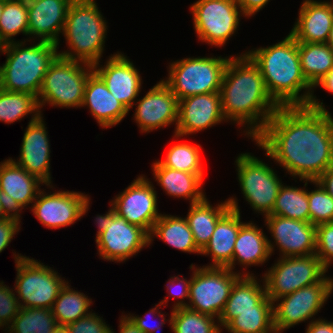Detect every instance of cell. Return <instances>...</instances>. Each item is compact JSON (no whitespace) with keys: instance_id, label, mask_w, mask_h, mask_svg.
<instances>
[{"instance_id":"27","label":"cell","mask_w":333,"mask_h":333,"mask_svg":"<svg viewBox=\"0 0 333 333\" xmlns=\"http://www.w3.org/2000/svg\"><path fill=\"white\" fill-rule=\"evenodd\" d=\"M88 106L90 113L102 128L119 124L129 110L108 90L102 78L93 71L87 80L81 107Z\"/></svg>"},{"instance_id":"10","label":"cell","mask_w":333,"mask_h":333,"mask_svg":"<svg viewBox=\"0 0 333 333\" xmlns=\"http://www.w3.org/2000/svg\"><path fill=\"white\" fill-rule=\"evenodd\" d=\"M279 258L262 279L272 302L320 282L328 271L316 254Z\"/></svg>"},{"instance_id":"25","label":"cell","mask_w":333,"mask_h":333,"mask_svg":"<svg viewBox=\"0 0 333 333\" xmlns=\"http://www.w3.org/2000/svg\"><path fill=\"white\" fill-rule=\"evenodd\" d=\"M230 209L218 220L210 241L201 254L211 256L212 263L205 267L229 268L232 271L234 245L244 224L236 197L227 199Z\"/></svg>"},{"instance_id":"20","label":"cell","mask_w":333,"mask_h":333,"mask_svg":"<svg viewBox=\"0 0 333 333\" xmlns=\"http://www.w3.org/2000/svg\"><path fill=\"white\" fill-rule=\"evenodd\" d=\"M41 115H33L24 132L20 157L13 160L47 187L52 188L50 174V143Z\"/></svg>"},{"instance_id":"2","label":"cell","mask_w":333,"mask_h":333,"mask_svg":"<svg viewBox=\"0 0 333 333\" xmlns=\"http://www.w3.org/2000/svg\"><path fill=\"white\" fill-rule=\"evenodd\" d=\"M222 113L226 122L247 124L245 135L254 139L279 106L268 94L258 65L245 52L231 56L220 87Z\"/></svg>"},{"instance_id":"31","label":"cell","mask_w":333,"mask_h":333,"mask_svg":"<svg viewBox=\"0 0 333 333\" xmlns=\"http://www.w3.org/2000/svg\"><path fill=\"white\" fill-rule=\"evenodd\" d=\"M149 236L150 244H152L153 238L156 236L177 250L201 255L186 218L163 214L154 223Z\"/></svg>"},{"instance_id":"47","label":"cell","mask_w":333,"mask_h":333,"mask_svg":"<svg viewBox=\"0 0 333 333\" xmlns=\"http://www.w3.org/2000/svg\"><path fill=\"white\" fill-rule=\"evenodd\" d=\"M20 215L13 214L0 220V253L9 245L16 233L20 230Z\"/></svg>"},{"instance_id":"15","label":"cell","mask_w":333,"mask_h":333,"mask_svg":"<svg viewBox=\"0 0 333 333\" xmlns=\"http://www.w3.org/2000/svg\"><path fill=\"white\" fill-rule=\"evenodd\" d=\"M90 196L74 191L46 194L40 190L31 211L44 227L59 229L73 225L89 210Z\"/></svg>"},{"instance_id":"48","label":"cell","mask_w":333,"mask_h":333,"mask_svg":"<svg viewBox=\"0 0 333 333\" xmlns=\"http://www.w3.org/2000/svg\"><path fill=\"white\" fill-rule=\"evenodd\" d=\"M246 17L259 12L270 0H236Z\"/></svg>"},{"instance_id":"16","label":"cell","mask_w":333,"mask_h":333,"mask_svg":"<svg viewBox=\"0 0 333 333\" xmlns=\"http://www.w3.org/2000/svg\"><path fill=\"white\" fill-rule=\"evenodd\" d=\"M145 176H138L123 192L109 202L116 214L128 223L135 224L151 233L154 223L162 215L157 210V192Z\"/></svg>"},{"instance_id":"40","label":"cell","mask_w":333,"mask_h":333,"mask_svg":"<svg viewBox=\"0 0 333 333\" xmlns=\"http://www.w3.org/2000/svg\"><path fill=\"white\" fill-rule=\"evenodd\" d=\"M224 329L230 333H276L273 311L239 312Z\"/></svg>"},{"instance_id":"6","label":"cell","mask_w":333,"mask_h":333,"mask_svg":"<svg viewBox=\"0 0 333 333\" xmlns=\"http://www.w3.org/2000/svg\"><path fill=\"white\" fill-rule=\"evenodd\" d=\"M93 65L57 56L43 78L37 97L39 108L46 103L60 108L82 106L85 87Z\"/></svg>"},{"instance_id":"56","label":"cell","mask_w":333,"mask_h":333,"mask_svg":"<svg viewBox=\"0 0 333 333\" xmlns=\"http://www.w3.org/2000/svg\"><path fill=\"white\" fill-rule=\"evenodd\" d=\"M326 44L333 51V24H332V27H331V29L329 31L328 40H327Z\"/></svg>"},{"instance_id":"5","label":"cell","mask_w":333,"mask_h":333,"mask_svg":"<svg viewBox=\"0 0 333 333\" xmlns=\"http://www.w3.org/2000/svg\"><path fill=\"white\" fill-rule=\"evenodd\" d=\"M107 29V22L94 0H74L62 32L71 51H61L58 55L91 65L100 63Z\"/></svg>"},{"instance_id":"19","label":"cell","mask_w":333,"mask_h":333,"mask_svg":"<svg viewBox=\"0 0 333 333\" xmlns=\"http://www.w3.org/2000/svg\"><path fill=\"white\" fill-rule=\"evenodd\" d=\"M178 99L161 80L142 99H137L134 121L141 132L149 133L178 121Z\"/></svg>"},{"instance_id":"12","label":"cell","mask_w":333,"mask_h":333,"mask_svg":"<svg viewBox=\"0 0 333 333\" xmlns=\"http://www.w3.org/2000/svg\"><path fill=\"white\" fill-rule=\"evenodd\" d=\"M241 192L257 213L270 215L280 187L283 185L274 170L262 160L243 153L236 158Z\"/></svg>"},{"instance_id":"38","label":"cell","mask_w":333,"mask_h":333,"mask_svg":"<svg viewBox=\"0 0 333 333\" xmlns=\"http://www.w3.org/2000/svg\"><path fill=\"white\" fill-rule=\"evenodd\" d=\"M56 325L51 309L21 307L7 333H51Z\"/></svg>"},{"instance_id":"43","label":"cell","mask_w":333,"mask_h":333,"mask_svg":"<svg viewBox=\"0 0 333 333\" xmlns=\"http://www.w3.org/2000/svg\"><path fill=\"white\" fill-rule=\"evenodd\" d=\"M104 321L96 313L91 312L66 327L69 333H111V327Z\"/></svg>"},{"instance_id":"28","label":"cell","mask_w":333,"mask_h":333,"mask_svg":"<svg viewBox=\"0 0 333 333\" xmlns=\"http://www.w3.org/2000/svg\"><path fill=\"white\" fill-rule=\"evenodd\" d=\"M152 168L155 181L168 195L188 199L190 204L201 202L206 198L202 189L204 173H189L167 168L159 160L152 164Z\"/></svg>"},{"instance_id":"45","label":"cell","mask_w":333,"mask_h":333,"mask_svg":"<svg viewBox=\"0 0 333 333\" xmlns=\"http://www.w3.org/2000/svg\"><path fill=\"white\" fill-rule=\"evenodd\" d=\"M169 283H167V290L168 295H172L173 298L182 299L177 300L176 303H174L173 309L180 308V307H186L188 303L184 302V298L189 299V289H190V280H187L185 278H180L177 276H171V279L168 280ZM175 287V288H174Z\"/></svg>"},{"instance_id":"49","label":"cell","mask_w":333,"mask_h":333,"mask_svg":"<svg viewBox=\"0 0 333 333\" xmlns=\"http://www.w3.org/2000/svg\"><path fill=\"white\" fill-rule=\"evenodd\" d=\"M314 320L307 325L306 333H333V322L321 318Z\"/></svg>"},{"instance_id":"35","label":"cell","mask_w":333,"mask_h":333,"mask_svg":"<svg viewBox=\"0 0 333 333\" xmlns=\"http://www.w3.org/2000/svg\"><path fill=\"white\" fill-rule=\"evenodd\" d=\"M173 333H221L218 321L187 307L172 309L168 319Z\"/></svg>"},{"instance_id":"29","label":"cell","mask_w":333,"mask_h":333,"mask_svg":"<svg viewBox=\"0 0 333 333\" xmlns=\"http://www.w3.org/2000/svg\"><path fill=\"white\" fill-rule=\"evenodd\" d=\"M271 257L268 237L261 228L250 222L244 223L238 232L232 258V271L236 261L245 268L262 265Z\"/></svg>"},{"instance_id":"54","label":"cell","mask_w":333,"mask_h":333,"mask_svg":"<svg viewBox=\"0 0 333 333\" xmlns=\"http://www.w3.org/2000/svg\"><path fill=\"white\" fill-rule=\"evenodd\" d=\"M13 215L0 191V220Z\"/></svg>"},{"instance_id":"52","label":"cell","mask_w":333,"mask_h":333,"mask_svg":"<svg viewBox=\"0 0 333 333\" xmlns=\"http://www.w3.org/2000/svg\"><path fill=\"white\" fill-rule=\"evenodd\" d=\"M319 85L327 92L333 94V68H331L329 72L322 79H320L313 88L318 87Z\"/></svg>"},{"instance_id":"21","label":"cell","mask_w":333,"mask_h":333,"mask_svg":"<svg viewBox=\"0 0 333 333\" xmlns=\"http://www.w3.org/2000/svg\"><path fill=\"white\" fill-rule=\"evenodd\" d=\"M93 70L105 82L108 90L130 111L139 96L142 78L130 59L122 53L109 57L104 66L99 62Z\"/></svg>"},{"instance_id":"39","label":"cell","mask_w":333,"mask_h":333,"mask_svg":"<svg viewBox=\"0 0 333 333\" xmlns=\"http://www.w3.org/2000/svg\"><path fill=\"white\" fill-rule=\"evenodd\" d=\"M201 145L189 143L173 144L169 147L166 157L159 162L167 168L189 173H204L201 160Z\"/></svg>"},{"instance_id":"37","label":"cell","mask_w":333,"mask_h":333,"mask_svg":"<svg viewBox=\"0 0 333 333\" xmlns=\"http://www.w3.org/2000/svg\"><path fill=\"white\" fill-rule=\"evenodd\" d=\"M28 35V9L26 0H4L0 18V45L13 42L17 34Z\"/></svg>"},{"instance_id":"34","label":"cell","mask_w":333,"mask_h":333,"mask_svg":"<svg viewBox=\"0 0 333 333\" xmlns=\"http://www.w3.org/2000/svg\"><path fill=\"white\" fill-rule=\"evenodd\" d=\"M270 215L309 222L308 190L282 185Z\"/></svg>"},{"instance_id":"18","label":"cell","mask_w":333,"mask_h":333,"mask_svg":"<svg viewBox=\"0 0 333 333\" xmlns=\"http://www.w3.org/2000/svg\"><path fill=\"white\" fill-rule=\"evenodd\" d=\"M223 121L220 92L189 96L178 101L174 137L196 134Z\"/></svg>"},{"instance_id":"17","label":"cell","mask_w":333,"mask_h":333,"mask_svg":"<svg viewBox=\"0 0 333 333\" xmlns=\"http://www.w3.org/2000/svg\"><path fill=\"white\" fill-rule=\"evenodd\" d=\"M265 226L270 230L274 243L268 239L271 255L274 246L280 250L281 257L307 256L316 251V226L306 221L293 220L290 218L267 215Z\"/></svg>"},{"instance_id":"13","label":"cell","mask_w":333,"mask_h":333,"mask_svg":"<svg viewBox=\"0 0 333 333\" xmlns=\"http://www.w3.org/2000/svg\"><path fill=\"white\" fill-rule=\"evenodd\" d=\"M332 292L333 279L326 276L316 284L300 288L275 300L273 315L276 333H282L294 325L312 319L320 312Z\"/></svg>"},{"instance_id":"26","label":"cell","mask_w":333,"mask_h":333,"mask_svg":"<svg viewBox=\"0 0 333 333\" xmlns=\"http://www.w3.org/2000/svg\"><path fill=\"white\" fill-rule=\"evenodd\" d=\"M290 34L298 43H326L333 24L329 1L304 0Z\"/></svg>"},{"instance_id":"30","label":"cell","mask_w":333,"mask_h":333,"mask_svg":"<svg viewBox=\"0 0 333 333\" xmlns=\"http://www.w3.org/2000/svg\"><path fill=\"white\" fill-rule=\"evenodd\" d=\"M230 209L228 201L210 205L207 198L203 201L190 204L186 220L191 229L197 248L202 251L210 241L218 220Z\"/></svg>"},{"instance_id":"55","label":"cell","mask_w":333,"mask_h":333,"mask_svg":"<svg viewBox=\"0 0 333 333\" xmlns=\"http://www.w3.org/2000/svg\"><path fill=\"white\" fill-rule=\"evenodd\" d=\"M51 333H69L67 327L64 325H56Z\"/></svg>"},{"instance_id":"4","label":"cell","mask_w":333,"mask_h":333,"mask_svg":"<svg viewBox=\"0 0 333 333\" xmlns=\"http://www.w3.org/2000/svg\"><path fill=\"white\" fill-rule=\"evenodd\" d=\"M25 42L13 41L1 45L0 52L7 57L0 66V88L38 97L43 78L58 56L59 47L47 41H38L33 46L24 47Z\"/></svg>"},{"instance_id":"8","label":"cell","mask_w":333,"mask_h":333,"mask_svg":"<svg viewBox=\"0 0 333 333\" xmlns=\"http://www.w3.org/2000/svg\"><path fill=\"white\" fill-rule=\"evenodd\" d=\"M14 256L17 271L14 290L20 307L51 309L67 283L65 279L38 260L16 252Z\"/></svg>"},{"instance_id":"42","label":"cell","mask_w":333,"mask_h":333,"mask_svg":"<svg viewBox=\"0 0 333 333\" xmlns=\"http://www.w3.org/2000/svg\"><path fill=\"white\" fill-rule=\"evenodd\" d=\"M316 256L328 269L333 262V222L316 226Z\"/></svg>"},{"instance_id":"9","label":"cell","mask_w":333,"mask_h":333,"mask_svg":"<svg viewBox=\"0 0 333 333\" xmlns=\"http://www.w3.org/2000/svg\"><path fill=\"white\" fill-rule=\"evenodd\" d=\"M193 270L189 289V309L219 318L229 298L235 281L241 275H255L253 273H237L229 268L195 267Z\"/></svg>"},{"instance_id":"3","label":"cell","mask_w":333,"mask_h":333,"mask_svg":"<svg viewBox=\"0 0 333 333\" xmlns=\"http://www.w3.org/2000/svg\"><path fill=\"white\" fill-rule=\"evenodd\" d=\"M258 65L268 94L279 107H309L326 111L323 102L313 95V87L301 69L298 42L289 33L272 46L246 52ZM305 90L303 95L299 92Z\"/></svg>"},{"instance_id":"24","label":"cell","mask_w":333,"mask_h":333,"mask_svg":"<svg viewBox=\"0 0 333 333\" xmlns=\"http://www.w3.org/2000/svg\"><path fill=\"white\" fill-rule=\"evenodd\" d=\"M254 275H241L234 283L225 307L218 318L225 328L239 312L273 311V302L267 296L265 283L261 285Z\"/></svg>"},{"instance_id":"51","label":"cell","mask_w":333,"mask_h":333,"mask_svg":"<svg viewBox=\"0 0 333 333\" xmlns=\"http://www.w3.org/2000/svg\"><path fill=\"white\" fill-rule=\"evenodd\" d=\"M119 327V333H144L127 315L121 316ZM111 333H114L113 329H111Z\"/></svg>"},{"instance_id":"50","label":"cell","mask_w":333,"mask_h":333,"mask_svg":"<svg viewBox=\"0 0 333 333\" xmlns=\"http://www.w3.org/2000/svg\"><path fill=\"white\" fill-rule=\"evenodd\" d=\"M332 197H333V165L329 167L317 180Z\"/></svg>"},{"instance_id":"36","label":"cell","mask_w":333,"mask_h":333,"mask_svg":"<svg viewBox=\"0 0 333 333\" xmlns=\"http://www.w3.org/2000/svg\"><path fill=\"white\" fill-rule=\"evenodd\" d=\"M32 113L41 115L36 96L0 88V121L9 124Z\"/></svg>"},{"instance_id":"46","label":"cell","mask_w":333,"mask_h":333,"mask_svg":"<svg viewBox=\"0 0 333 333\" xmlns=\"http://www.w3.org/2000/svg\"><path fill=\"white\" fill-rule=\"evenodd\" d=\"M166 303H168V297L166 298V297H164V300H162V301H160L158 304H156L155 306V308H151L150 310H149V312H147L145 315L146 316H142V317H139V315H135L134 316V314L133 315H131V314H128L127 316L132 320V322H134V324L141 330V331H143L144 333H156L155 331H159L161 328V326L162 325H164L165 324V322L166 321H168V320H166V318H165V315L163 314V313H161L160 312V310H159V308H160V306H162V305H166ZM152 314V316L154 315H156L157 317H160V318H162V320L159 322V324L158 325H154V326H152V325H150L149 323H148V320L145 318V317H148V315H151Z\"/></svg>"},{"instance_id":"57","label":"cell","mask_w":333,"mask_h":333,"mask_svg":"<svg viewBox=\"0 0 333 333\" xmlns=\"http://www.w3.org/2000/svg\"><path fill=\"white\" fill-rule=\"evenodd\" d=\"M3 8H4V0H0V18H1Z\"/></svg>"},{"instance_id":"33","label":"cell","mask_w":333,"mask_h":333,"mask_svg":"<svg viewBox=\"0 0 333 333\" xmlns=\"http://www.w3.org/2000/svg\"><path fill=\"white\" fill-rule=\"evenodd\" d=\"M92 300L84 293L70 288L68 282L60 291L53 303L51 312L55 317L57 325H68L91 313Z\"/></svg>"},{"instance_id":"1","label":"cell","mask_w":333,"mask_h":333,"mask_svg":"<svg viewBox=\"0 0 333 333\" xmlns=\"http://www.w3.org/2000/svg\"><path fill=\"white\" fill-rule=\"evenodd\" d=\"M253 141L305 187L333 165V118L327 110L279 107Z\"/></svg>"},{"instance_id":"11","label":"cell","mask_w":333,"mask_h":333,"mask_svg":"<svg viewBox=\"0 0 333 333\" xmlns=\"http://www.w3.org/2000/svg\"><path fill=\"white\" fill-rule=\"evenodd\" d=\"M194 29L202 42L222 47L245 16L236 0H198L190 7Z\"/></svg>"},{"instance_id":"14","label":"cell","mask_w":333,"mask_h":333,"mask_svg":"<svg viewBox=\"0 0 333 333\" xmlns=\"http://www.w3.org/2000/svg\"><path fill=\"white\" fill-rule=\"evenodd\" d=\"M109 205L110 227L95 239L99 252L97 254L107 261L123 262L148 247L150 236L142 227L128 223L124 217L116 214L112 204Z\"/></svg>"},{"instance_id":"58","label":"cell","mask_w":333,"mask_h":333,"mask_svg":"<svg viewBox=\"0 0 333 333\" xmlns=\"http://www.w3.org/2000/svg\"><path fill=\"white\" fill-rule=\"evenodd\" d=\"M6 327V329L5 330H7L8 331V327H7V325L1 320V318H0V328L1 327Z\"/></svg>"},{"instance_id":"41","label":"cell","mask_w":333,"mask_h":333,"mask_svg":"<svg viewBox=\"0 0 333 333\" xmlns=\"http://www.w3.org/2000/svg\"><path fill=\"white\" fill-rule=\"evenodd\" d=\"M317 189L308 191L309 222L314 226L333 222V197L316 181Z\"/></svg>"},{"instance_id":"53","label":"cell","mask_w":333,"mask_h":333,"mask_svg":"<svg viewBox=\"0 0 333 333\" xmlns=\"http://www.w3.org/2000/svg\"><path fill=\"white\" fill-rule=\"evenodd\" d=\"M96 224L98 225V231L96 237L110 227L109 224V211L105 215H98L96 217Z\"/></svg>"},{"instance_id":"22","label":"cell","mask_w":333,"mask_h":333,"mask_svg":"<svg viewBox=\"0 0 333 333\" xmlns=\"http://www.w3.org/2000/svg\"><path fill=\"white\" fill-rule=\"evenodd\" d=\"M74 0H26L28 9V35L59 46L67 11Z\"/></svg>"},{"instance_id":"44","label":"cell","mask_w":333,"mask_h":333,"mask_svg":"<svg viewBox=\"0 0 333 333\" xmlns=\"http://www.w3.org/2000/svg\"><path fill=\"white\" fill-rule=\"evenodd\" d=\"M0 282V318L9 326L20 310V304L13 289Z\"/></svg>"},{"instance_id":"7","label":"cell","mask_w":333,"mask_h":333,"mask_svg":"<svg viewBox=\"0 0 333 333\" xmlns=\"http://www.w3.org/2000/svg\"><path fill=\"white\" fill-rule=\"evenodd\" d=\"M229 57H189L169 65V75L162 80L177 97L183 98L220 92Z\"/></svg>"},{"instance_id":"23","label":"cell","mask_w":333,"mask_h":333,"mask_svg":"<svg viewBox=\"0 0 333 333\" xmlns=\"http://www.w3.org/2000/svg\"><path fill=\"white\" fill-rule=\"evenodd\" d=\"M40 184L44 183L16 164L12 158L0 162V191L13 214L20 215V210L35 201L41 190Z\"/></svg>"},{"instance_id":"32","label":"cell","mask_w":333,"mask_h":333,"mask_svg":"<svg viewBox=\"0 0 333 333\" xmlns=\"http://www.w3.org/2000/svg\"><path fill=\"white\" fill-rule=\"evenodd\" d=\"M298 51L302 73L314 87L333 68V51L326 43H298Z\"/></svg>"}]
</instances>
